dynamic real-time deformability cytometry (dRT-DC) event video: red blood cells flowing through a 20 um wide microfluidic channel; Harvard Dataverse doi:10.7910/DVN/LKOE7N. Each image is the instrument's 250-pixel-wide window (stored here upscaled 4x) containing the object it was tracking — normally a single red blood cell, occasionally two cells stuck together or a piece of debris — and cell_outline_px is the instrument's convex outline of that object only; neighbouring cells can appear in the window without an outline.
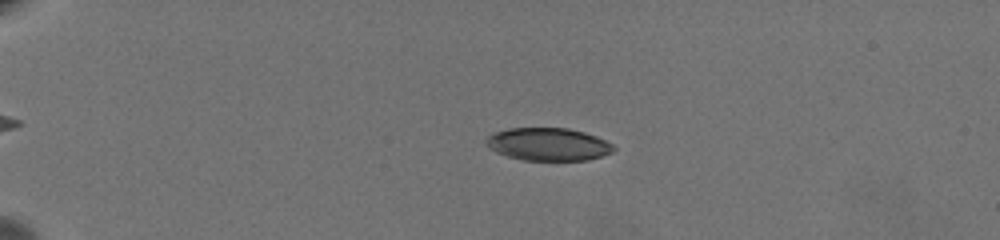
{"species": "common noctule bat (a hibernating species)", "species_latin": "Nyctalus noctula", "temperature_condition": "warm", "stored_images_in_passage": 66, "segment_of_instrument_passage": [1, 2], "camera_frame_rate_fps": 3000, "um_per_image_px": 0.085, "animal": {"sex": "female", "body_mass_g": 19.5, "forearm_length_mm": 54.1}, "frame": {"image": 1, "passage_image": 18, "time_ms": 5.667, "image_size_px": [1000, 240], "cell_outline_px": [[616, 148], [612, 152], [588, 160], [524, 160], [508, 156], [496, 152], [484, 140], [488, 136], [496, 132], [512, 128], [568, 128], [584, 132], [596, 136], [612, 144]], "centroid_in_image_um": [46.62, 12.26], "position_along_channel_um": 38.4, "area_um2": 24.04}}
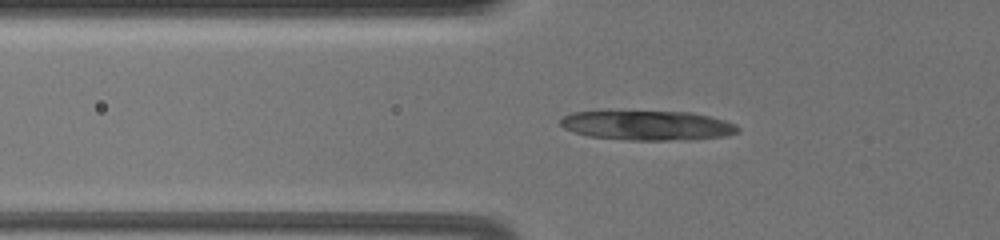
{"frame": {"image": 2, "passage_image": 27, "time_ms": 8.667, "image_size_px": [1000, 240], "cell_outline_px": [[740, 132], [724, 136], [688, 140], [624, 140], [588, 136], [564, 128], [560, 124], [560, 120], [564, 116], [572, 112], [692, 112], [724, 120], [736, 124], [740, 128]], "centroid_in_image_um": [55.08, 10.67], "position_along_channel_um": 70.7, "area_um2": 30.4}}
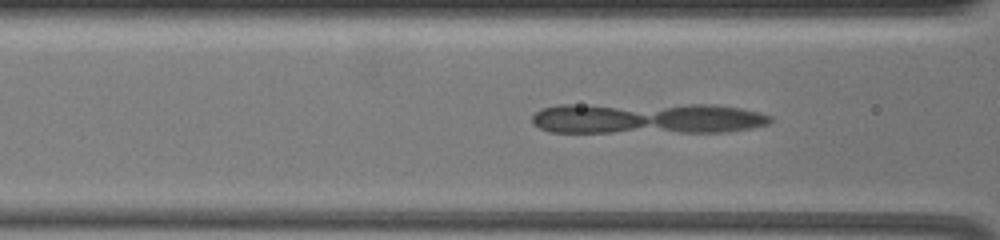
{"frame": {"image": 3, "passage_image": 31, "time_ms": 10.0, "image_size_px": [1000, 240], "cell_outline_px": [[772, 120], [768, 124], [752, 128], [724, 132], [548, 132], [532, 124], [532, 116], [540, 108], [556, 104], [712, 104], [740, 108], [772, 116]], "centroid_in_image_um": [54.95, 10.05], "position_along_channel_um": 111.7, "area_um2": 43.75}}